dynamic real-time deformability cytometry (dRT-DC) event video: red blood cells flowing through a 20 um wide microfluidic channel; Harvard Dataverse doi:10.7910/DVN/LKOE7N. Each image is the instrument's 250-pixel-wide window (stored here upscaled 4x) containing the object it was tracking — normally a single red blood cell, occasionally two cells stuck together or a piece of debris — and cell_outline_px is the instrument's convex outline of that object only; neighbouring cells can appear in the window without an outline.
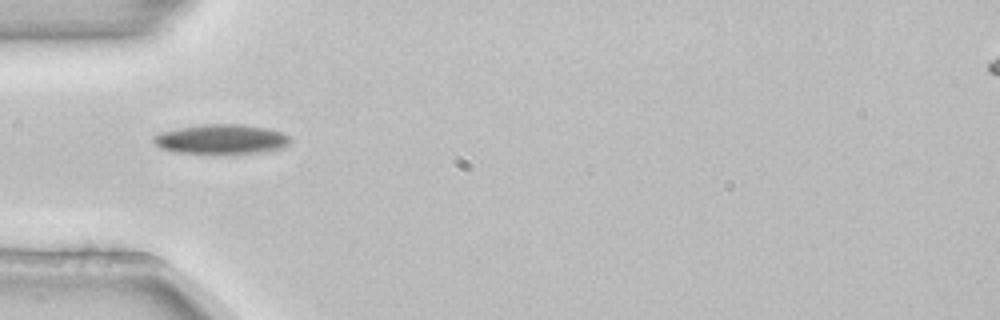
{"species": "common noctule bat (a hibernating species)", "species_latin": "Nyctalus noctula", "temperature_condition": "room temperature", "stored_images_in_passage": 2, "camera_frame_rate_fps": 3000, "um_per_image_px": 0.085, "animal": {"sex": "female", "body_mass_g": 22.7, "forearm_length_mm": 54.2}, "frame": {"image": 1, "passage_image": 2, "time_ms": 0.333, "image_size_px": [1000, 320], "cell_outline_px": [[292, 140], [284, 148], [264, 152], [216, 156], [176, 152], [160, 148], [152, 140], [152, 136], [160, 132], [176, 128], [200, 124], [240, 124], [268, 128], [280, 132], [288, 136]], "centroid_in_image_um": [18.79, 11.87], "position_along_channel_um": 66.2, "area_um2": 24.62}}